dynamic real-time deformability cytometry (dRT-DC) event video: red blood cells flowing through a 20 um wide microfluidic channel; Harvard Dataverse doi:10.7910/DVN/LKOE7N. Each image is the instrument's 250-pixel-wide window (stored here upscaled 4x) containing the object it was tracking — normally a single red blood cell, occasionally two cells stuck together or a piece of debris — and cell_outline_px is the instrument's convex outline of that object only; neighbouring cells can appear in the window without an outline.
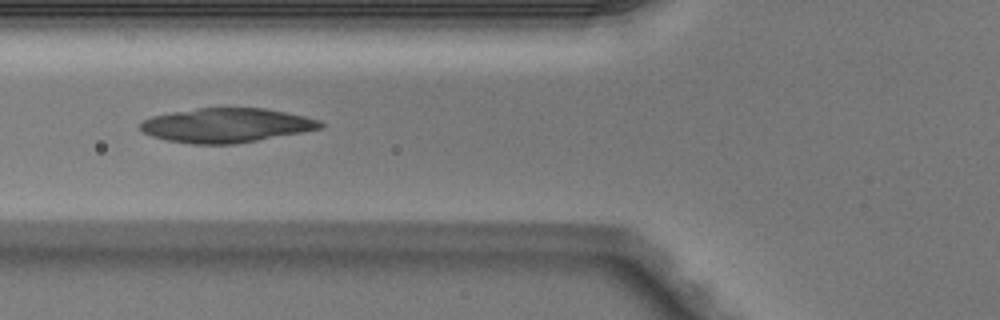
{"species": "Egyptian fruit bat (a non-hibernating species)", "species_latin": "Rousettus aegyptiacus", "temperature_condition": "warm", "stored_images_in_passage": 5, "camera_frame_rate_fps": 3000, "um_per_image_px": 0.085, "animal": {"sex": "male"}, "frame": {"image": 1, "passage_image": 5, "time_ms": 1.333, "image_size_px": [1000, 320], "cell_outline_px": [[324, 128], [236, 144], [192, 144], [168, 140], [152, 136], [144, 132], [140, 128], [140, 124], [144, 120], [152, 116], [172, 112], [196, 108], [264, 108], [304, 116], [320, 120], [324, 124]], "centroid_in_image_um": [19.25, 10.65], "position_along_channel_um": 106.5, "area_um2": 35.84}}